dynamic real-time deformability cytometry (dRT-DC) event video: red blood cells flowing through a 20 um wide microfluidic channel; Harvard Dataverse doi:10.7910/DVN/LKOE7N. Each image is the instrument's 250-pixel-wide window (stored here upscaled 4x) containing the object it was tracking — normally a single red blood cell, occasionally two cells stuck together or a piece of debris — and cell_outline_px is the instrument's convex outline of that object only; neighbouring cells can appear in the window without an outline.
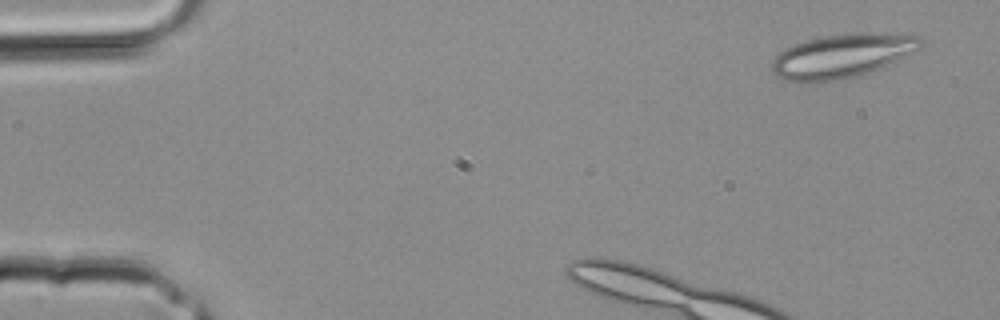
{"species": "common noctule bat (a hibernating species)", "species_latin": "Nyctalus noctula", "temperature_condition": "room temperature", "stored_images_in_passage": 3, "camera_frame_rate_fps": 3000, "um_per_image_px": 0.085, "animal": {"sex": "male", "body_mass_g": 20.4}, "frame": {"image": 1, "passage_image": 1, "time_ms": 0.0, "image_size_px": [1000, 320], "cell_outline_px": [[924, 44], [916, 52], [880, 68], [844, 80], [812, 84], [800, 84], [784, 80], [776, 76], [772, 72], [772, 60], [784, 48], [808, 40], [824, 36], [920, 36], [924, 40]], "centroid_in_image_um": [71.47, 4.86], "position_along_channel_um": 13.5, "area_um2": 37.22}}